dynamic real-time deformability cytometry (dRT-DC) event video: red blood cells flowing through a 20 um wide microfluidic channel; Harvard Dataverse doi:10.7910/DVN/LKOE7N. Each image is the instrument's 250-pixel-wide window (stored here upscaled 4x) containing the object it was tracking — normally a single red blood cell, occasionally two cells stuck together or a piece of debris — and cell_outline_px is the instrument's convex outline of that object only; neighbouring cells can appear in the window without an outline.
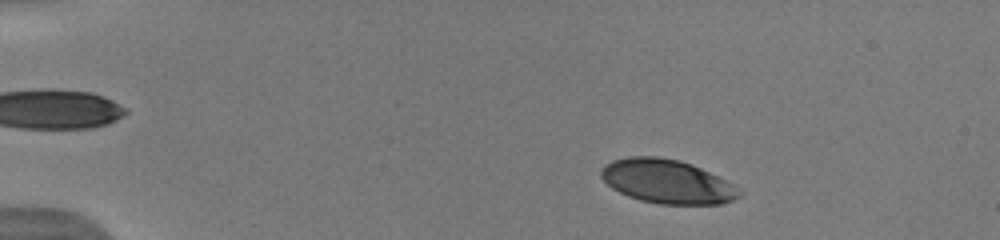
{"species": "human", "species_latin": "Homo sapiens", "temperature_condition": "warm", "stored_images_in_passage": 48, "camera_frame_rate_fps": 3000, "um_per_image_px": 0.085, "donor": {"sex": "male"}, "frame": {"image": 1, "passage_image": 5, "time_ms": 1.667, "image_size_px": [1000, 240], "cell_outline_px": [[740, 196], [732, 200], [720, 204], [660, 204], [640, 200], [628, 196], [612, 188], [600, 176], [600, 168], [604, 164], [612, 160], [628, 156], [656, 156], [680, 160], [692, 164], [732, 184], [740, 192]], "centroid_in_image_um": [56.64, 15.41], "position_along_channel_um": 28.4, "area_um2": 35.14}}
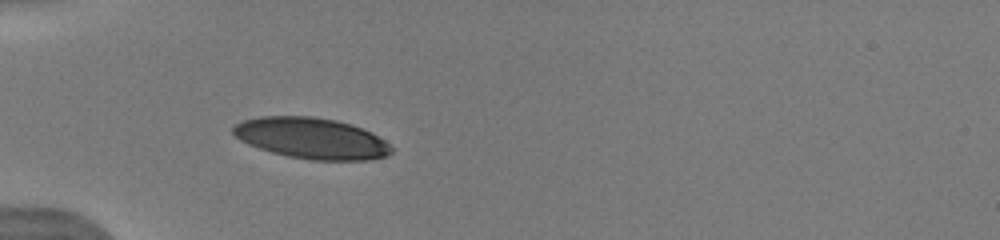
{"frame": {"image": 2, "passage_image": 11, "time_ms": 4.333, "image_size_px": [1000, 240], "cell_outline_px": [[392, 152], [384, 156], [368, 160], [312, 160], [288, 156], [272, 152], [248, 144], [240, 140], [232, 132], [232, 128], [236, 124], [244, 120], [260, 116], [312, 116], [336, 120], [352, 124], [372, 132], [384, 140], [392, 148]], "centroid_in_image_um": [26.48, 11.74], "position_along_channel_um": 58.5, "area_um2": 37.74}}
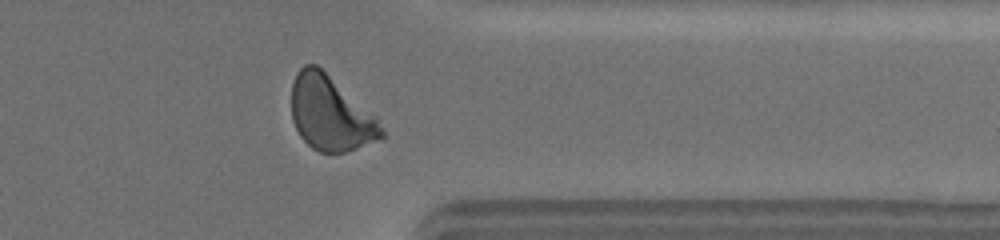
{"frame": {"image": 3, "passage_image": 40, "time_ms": 12.667, "image_size_px": [1000, 240], "cell_outline_px": [[384, 136], [356, 148], [344, 152], [320, 152], [312, 148], [300, 136], [292, 120], [292, 84], [296, 72], [304, 64], [316, 64], [376, 116], [384, 132]], "centroid_in_image_um": [28.06, 9.63], "position_along_channel_um": 383.3, "area_um2": 38.55}, "authors_computed_cell_mechanics": {"area_um2": 38.7549, "velocity_mm_per_s": 4.0766, "shape_relaxation_time_tau1_ms": 2.4491, "shape_relaxation_time_tau2_ms": null, "deformation_change_tau1": 0.1424, "deformation_change_tau2": null}}